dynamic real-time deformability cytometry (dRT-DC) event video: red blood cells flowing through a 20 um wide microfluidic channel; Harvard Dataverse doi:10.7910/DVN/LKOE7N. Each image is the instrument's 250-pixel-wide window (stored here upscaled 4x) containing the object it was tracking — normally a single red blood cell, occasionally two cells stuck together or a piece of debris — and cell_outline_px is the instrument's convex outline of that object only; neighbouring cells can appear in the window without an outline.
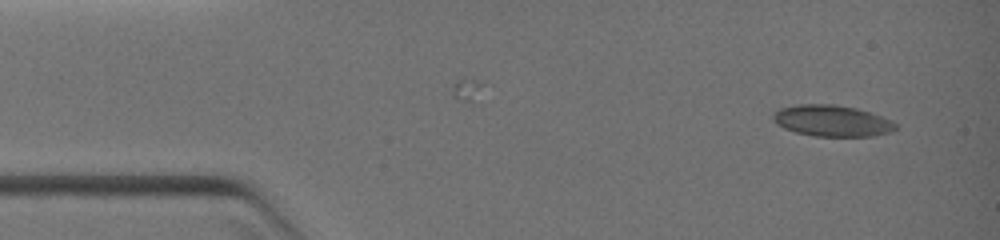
{"species": "common noctule bat (a hibernating species)", "species_latin": "Nyctalus noctula", "temperature_condition": "warm", "stored_images_in_passage": 5, "camera_frame_rate_fps": 3000, "um_per_image_px": 0.085, "animal": {"sex": "female", "body_mass_g": 19.0, "forearm_length_mm": 51.5}, "frame": {"image": 1, "passage_image": 1, "time_ms": 0.0, "image_size_px": [1000, 240], "cell_outline_px": [[896, 128], [888, 132], [872, 136], [812, 136], [796, 132], [784, 128], [776, 124], [772, 116], [780, 108], [796, 104], [836, 104], [856, 108], [880, 116], [896, 124]], "centroid_in_image_um": [70.66, 10.26], "position_along_channel_um": 14.3, "area_um2": 22.08}}
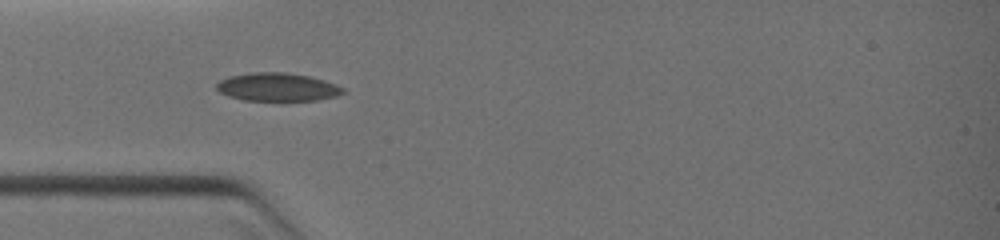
{"frame": {"image": 2, "passage_image": 4, "time_ms": 2.667, "image_size_px": [1000, 240], "cell_outline_px": [[344, 92], [336, 96], [316, 100], [244, 100], [228, 96], [220, 92], [216, 88], [216, 84], [220, 80], [228, 76], [252, 72], [288, 72], [308, 76], [324, 80], [336, 84], [344, 88]], "centroid_in_image_um": [23.56, 7.39], "position_along_channel_um": 61.4, "area_um2": 20.75}}
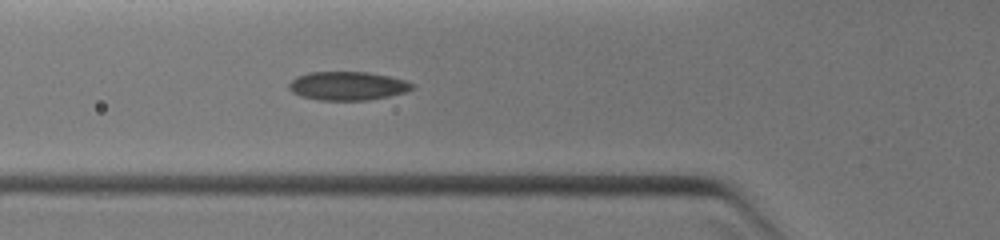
{"frame": {"image": 3, "passage_image": 5, "time_ms": 3.333, "image_size_px": [1000, 240], "cell_outline_px": [[416, 88], [404, 92], [388, 96], [368, 100], [320, 100], [300, 96], [292, 92], [288, 88], [288, 84], [296, 76], [308, 72], [372, 72], [404, 80], [416, 84]], "centroid_in_image_um": [29.54, 7.29], "position_along_channel_um": 96.3, "area_um2": 20.69}}